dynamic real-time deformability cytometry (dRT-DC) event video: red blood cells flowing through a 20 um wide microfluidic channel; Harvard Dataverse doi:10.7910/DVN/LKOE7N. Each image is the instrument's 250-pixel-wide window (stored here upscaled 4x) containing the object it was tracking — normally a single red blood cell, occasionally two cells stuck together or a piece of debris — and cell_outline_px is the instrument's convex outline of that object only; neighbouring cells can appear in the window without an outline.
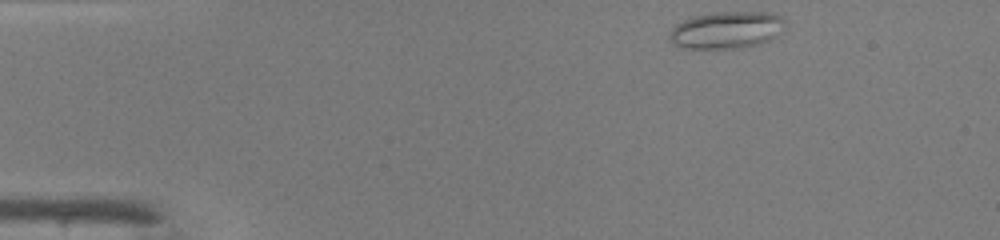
{"species": "common noctule bat (a hibernating species)", "species_latin": "Nyctalus noctula", "temperature_condition": "warm", "stored_images_in_passage": 42, "camera_frame_rate_fps": 3000, "um_per_image_px": 0.085, "animal": {"sex": "male", "body_mass_g": 19.0, "forearm_length_mm": 50.8}, "frame": {"image": 1, "passage_image": 1, "time_ms": 0.0, "image_size_px": [1000, 240], "cell_outline_px": [[784, 24], [776, 36], [768, 40], [756, 44], [736, 48], [680, 48], [672, 44], [668, 36], [672, 28], [676, 24], [692, 16], [712, 12], [768, 12], [780, 16], [784, 20]], "centroid_in_image_um": [61.69, 2.54], "position_along_channel_um": 23.3, "area_um2": 24.85}}
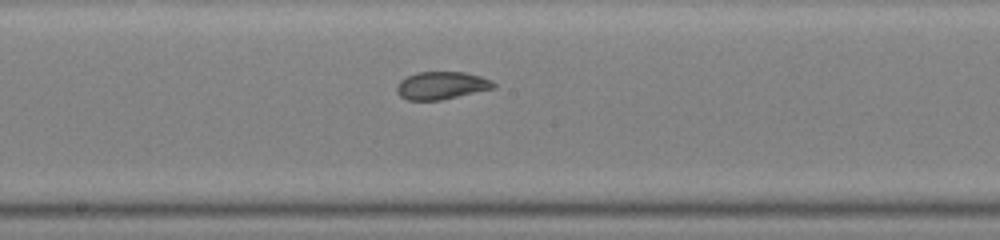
{"frame": {"image": 2, "passage_image": 20, "time_ms": 6.333, "image_size_px": [1000, 240], "cell_outline_px": [[496, 88], [440, 100], [408, 100], [400, 96], [396, 92], [396, 84], [400, 80], [416, 72], [464, 72], [480, 76], [492, 80], [496, 84]], "centroid_in_image_um": [37.52, 7.26], "position_along_channel_um": 210.7, "area_um2": 15.72}}
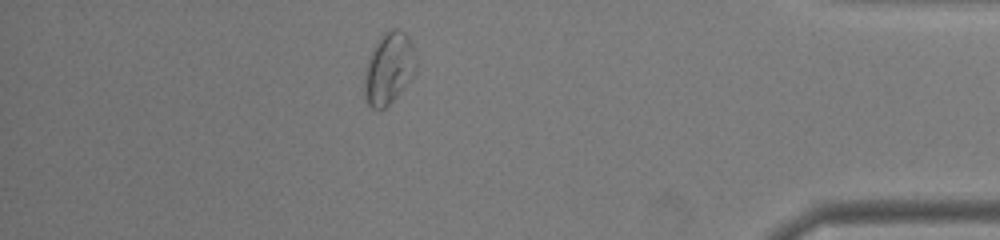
{"frame": {"image": 3, "passage_image": 36, "time_ms": 11.667, "image_size_px": [1000, 240], "cell_outline_px": [[416, 72], [396, 96], [384, 108], [372, 108], [368, 104], [364, 96], [364, 76], [368, 56], [372, 48], [380, 36], [392, 28], [396, 28], [404, 32], [408, 36], [412, 44], [416, 56]], "centroid_in_image_um": [33.04, 5.78], "position_along_channel_um": 402.2, "area_um2": 21.56}, "authors_computed_cell_mechanics": {"area_um2": 18.496, "velocity_mm_per_s": 4.277, "shape_relaxation_time_tau1_ms": null, "shape_relaxation_time_tau2_ms": 1.0851, "deformation_change_tau1": null, "deformation_change_tau2": 0.0628}}